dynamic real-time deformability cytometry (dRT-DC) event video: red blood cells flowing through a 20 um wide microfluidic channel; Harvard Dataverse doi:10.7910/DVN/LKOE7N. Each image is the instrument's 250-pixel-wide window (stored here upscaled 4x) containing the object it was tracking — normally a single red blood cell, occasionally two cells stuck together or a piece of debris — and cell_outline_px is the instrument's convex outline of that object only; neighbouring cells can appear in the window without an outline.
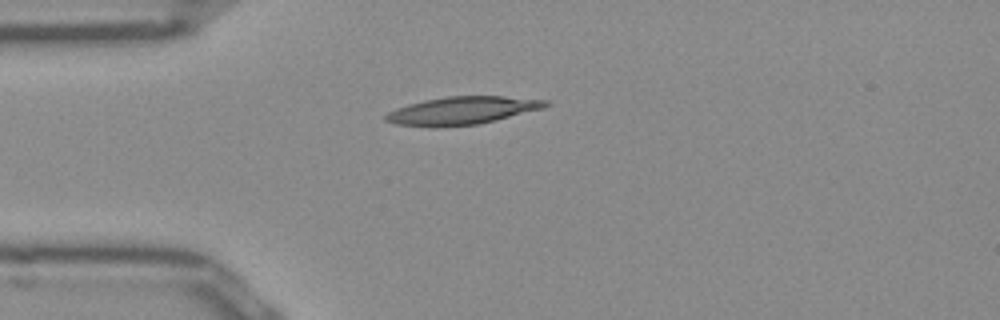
{"species": "Egyptian fruit bat (a non-hibernating species)", "species_latin": "Rousettus aegyptiacus", "temperature_condition": "room temperature", "stored_images_in_passage": 34, "camera_frame_rate_fps": 3000, "um_per_image_px": 0.085, "frame": {"image": 1, "passage_image": 1, "time_ms": 0.0, "image_size_px": [1000, 320], "cell_outline_px": [[552, 104], [544, 108], [476, 124], [396, 124], [384, 120], [384, 116], [388, 112], [396, 108], [408, 104], [424, 100], [448, 96], [504, 96], [548, 100]], "centroid_in_image_um": [39.36, 9.34], "position_along_channel_um": 45.6, "area_um2": 24.8}}
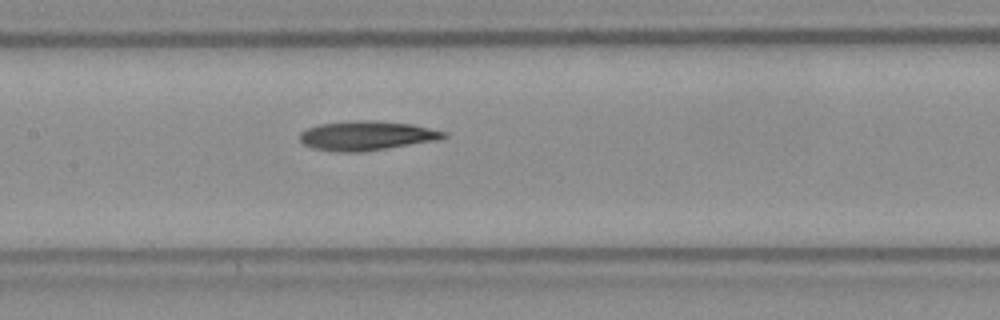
{"frame": {"image": 2, "passage_image": 12, "time_ms": 3.667, "image_size_px": [1000, 320], "cell_outline_px": [[448, 136], [436, 140], [384, 148], [356, 152], [344, 152], [312, 148], [304, 144], [300, 140], [300, 132], [308, 128], [320, 124], [352, 120], [376, 120], [412, 124], [448, 132]], "centroid_in_image_um": [31.16, 11.51], "position_along_channel_um": 176.2, "area_um2": 24.33}}
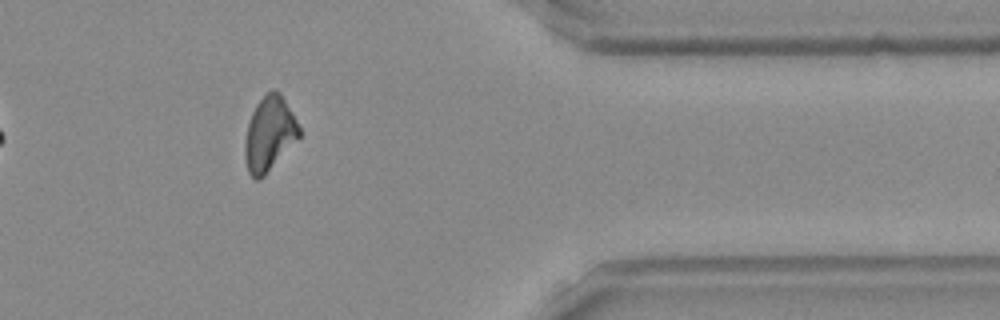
{"frame": {"image": 3, "passage_image": 30, "time_ms": 9.667, "image_size_px": [1000, 320], "cell_outline_px": [[300, 136], [264, 176], [260, 180], [256, 180], [248, 172], [244, 156], [244, 144], [248, 124], [252, 112], [256, 104], [272, 88], [276, 88], [280, 92], [292, 112], [300, 128]], "centroid_in_image_um": [22.88, 11.37], "position_along_channel_um": 388.5, "area_um2": 23.41}}